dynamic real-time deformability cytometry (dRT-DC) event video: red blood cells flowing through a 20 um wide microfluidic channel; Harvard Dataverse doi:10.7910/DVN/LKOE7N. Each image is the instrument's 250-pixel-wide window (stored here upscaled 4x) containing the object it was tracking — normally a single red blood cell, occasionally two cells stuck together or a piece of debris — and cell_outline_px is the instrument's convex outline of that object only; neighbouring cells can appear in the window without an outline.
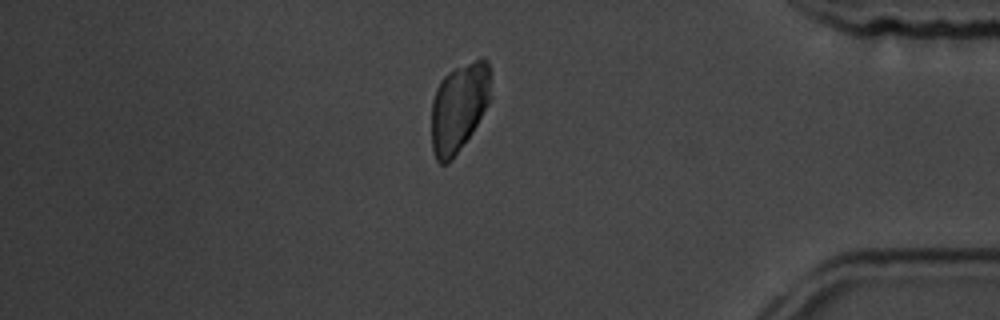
{"species": "common noctule bat (a hibernating species)", "species_latin": "Nyctalus noctula", "temperature_condition": "room temperature", "stored_images_in_passage": 42, "camera_frame_rate_fps": 3000, "um_per_image_px": 0.085, "animal": {"sex": "male", "body_mass_g": 19.5, "forearm_length_mm": 54.6}, "frame": {"image": 1, "passage_image": 34, "time_ms": 11.0, "image_size_px": [1000, 320], "cell_outline_px": [[492, 72], [488, 104], [472, 132], [452, 160], [448, 164], [440, 164], [436, 160], [432, 148], [432, 100], [436, 88], [440, 80], [448, 72], [480, 56], [484, 56], [488, 60]], "centroid_in_image_um": [39.02, 9.08], "position_along_channel_um": 396.2, "area_um2": 31.04}}
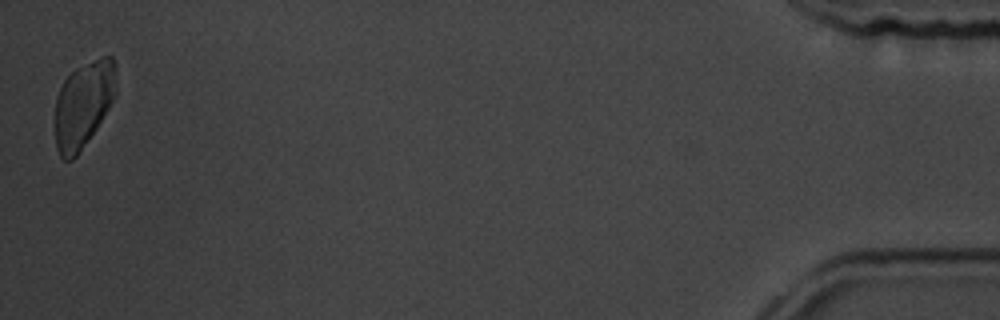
{"frame": {"image": 2, "passage_image": 42, "time_ms": 13.667, "image_size_px": [1000, 320], "cell_outline_px": [[116, 96], [96, 128], [76, 156], [72, 160], [64, 160], [60, 156], [56, 148], [56, 96], [64, 80], [76, 68], [100, 56], [112, 56], [116, 64]], "centroid_in_image_um": [7.11, 8.84], "position_along_channel_um": 428.1, "area_um2": 30.63}}